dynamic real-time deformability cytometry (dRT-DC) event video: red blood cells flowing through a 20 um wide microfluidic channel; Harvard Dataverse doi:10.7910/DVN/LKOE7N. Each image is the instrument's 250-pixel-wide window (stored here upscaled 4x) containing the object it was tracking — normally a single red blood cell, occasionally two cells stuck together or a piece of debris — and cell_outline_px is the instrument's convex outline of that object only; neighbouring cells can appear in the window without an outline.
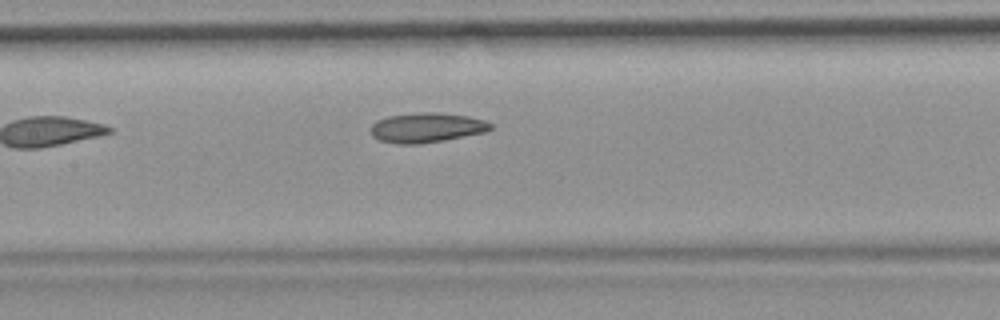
{"species": "common noctule bat (a hibernating species)", "species_latin": "Nyctalus noctula", "temperature_condition": "room temperature", "stored_images_in_passage": 4, "camera_frame_rate_fps": 3000, "um_per_image_px": 0.085, "animal": {"sex": "female", "body_mass_g": 19.9}, "frame": {"image": 1, "passage_image": 4, "time_ms": 3.667, "image_size_px": [1000, 320], "cell_outline_px": [[492, 128], [488, 132], [444, 140], [420, 144], [396, 144], [380, 140], [372, 136], [368, 128], [376, 120], [388, 116], [420, 112], [436, 112], [468, 116], [484, 120], [492, 124]], "centroid_in_image_um": [36.24, 10.85], "position_along_channel_um": 171.2, "area_um2": 21.04}}